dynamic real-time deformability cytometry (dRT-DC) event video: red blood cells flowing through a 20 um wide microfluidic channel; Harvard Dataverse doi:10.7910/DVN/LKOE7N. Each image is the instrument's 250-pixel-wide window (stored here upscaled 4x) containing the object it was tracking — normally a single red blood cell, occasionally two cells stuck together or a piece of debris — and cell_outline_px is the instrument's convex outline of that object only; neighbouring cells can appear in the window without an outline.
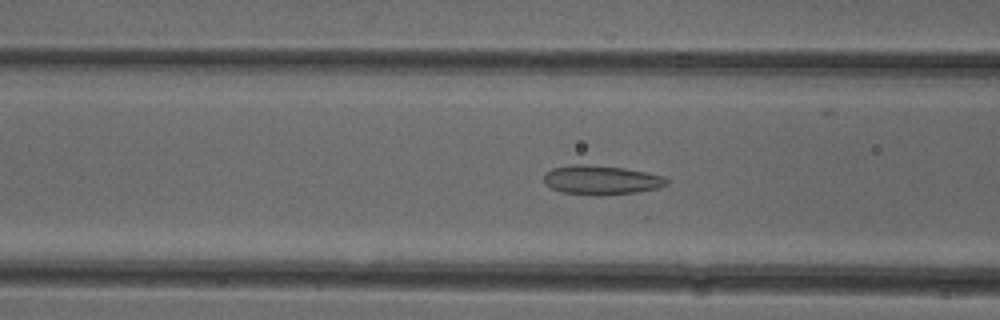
{"species": "common noctule bat (a hibernating species)", "species_latin": "Nyctalus noctula", "temperature_condition": "cold", "stored_images_in_passage": 38, "camera_frame_rate_fps": 3000, "um_per_image_px": 0.085, "animal": {"sex": "female"}, "frame": {"image": 1, "passage_image": 6, "time_ms": 1.667, "image_size_px": [1000, 320], "cell_outline_px": [[668, 184], [656, 188], [636, 192], [596, 196], [560, 192], [544, 184], [544, 176], [552, 168], [572, 164], [584, 164], [624, 168], [664, 176], [668, 180]], "centroid_in_image_um": [51.07, 15.3], "position_along_channel_um": 115.5, "area_um2": 20.87}}
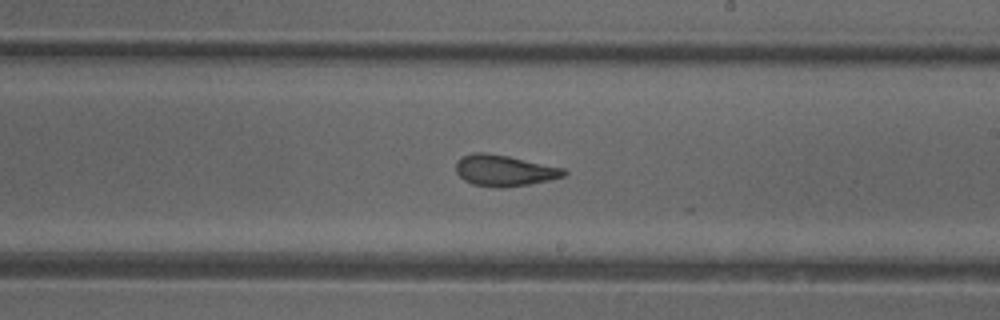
{"frame": {"image": 2, "passage_image": 16, "time_ms": 5.0, "image_size_px": [1000, 320], "cell_outline_px": [[568, 172], [564, 176], [548, 180], [528, 184], [504, 188], [496, 188], [472, 184], [464, 180], [456, 172], [456, 160], [460, 156], [472, 152], [484, 152], [508, 156], [564, 168]], "centroid_in_image_um": [42.82, 14.49], "position_along_channel_um": 246.2, "area_um2": 19.71}}
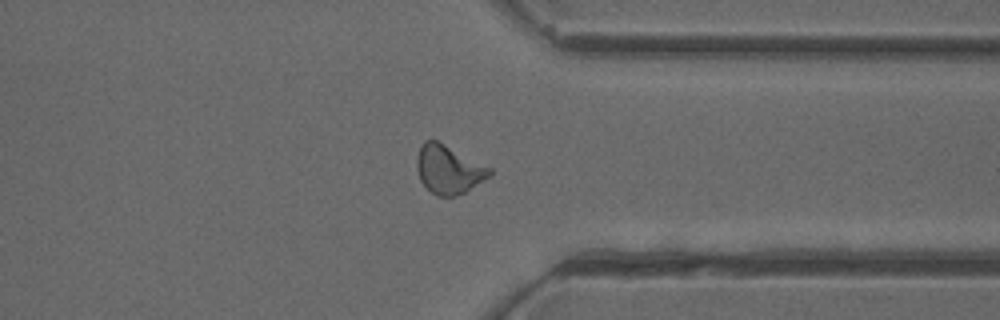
{"frame": {"image": 3, "passage_image": 26, "time_ms": 8.333, "image_size_px": [1000, 320], "cell_outline_px": [[492, 172], [488, 176], [464, 192], [456, 196], [436, 196], [420, 180], [416, 168], [416, 160], [420, 148], [424, 140], [436, 140], [492, 168]], "centroid_in_image_um": [38.1, 14.4], "position_along_channel_um": 373.3, "area_um2": 20.17}, "authors_computed_cell_mechanics": {"area_um2": 20.0277, "velocity_mm_per_s": 3.9127, "shape_relaxation_time_tau1_ms": 8.8798, "shape_relaxation_time_tau2_ms": 1.8688, "deformation_change_tau1": 0.1756, "deformation_change_tau2": 0.0829}}